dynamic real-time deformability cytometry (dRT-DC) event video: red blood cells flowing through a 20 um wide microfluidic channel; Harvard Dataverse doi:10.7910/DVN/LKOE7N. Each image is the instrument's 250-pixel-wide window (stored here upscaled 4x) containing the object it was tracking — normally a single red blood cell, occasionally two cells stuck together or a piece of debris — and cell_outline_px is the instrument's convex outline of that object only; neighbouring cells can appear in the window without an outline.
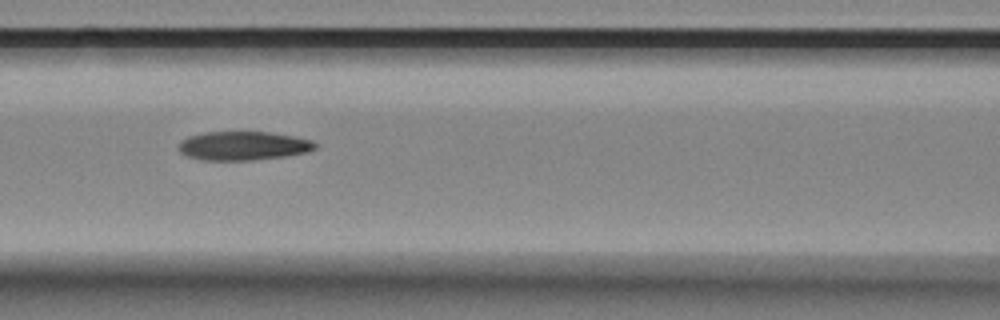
{"species": "Egyptian fruit bat (a non-hibernating species)", "species_latin": "Rousettus aegyptiacus", "temperature_condition": "room temperature", "stored_images_in_passage": 11, "camera_frame_rate_fps": 3000, "um_per_image_px": 0.085, "animal": {"sex": "female"}, "frame": {"image": 1, "passage_image": 4, "time_ms": 4.333, "image_size_px": [1000, 320], "cell_outline_px": [[316, 148], [308, 152], [284, 156], [252, 160], [204, 160], [188, 156], [180, 152], [180, 140], [188, 136], [204, 132], [268, 132], [296, 136], [312, 140], [316, 144]], "centroid_in_image_um": [20.69, 12.38], "position_along_channel_um": 145.9, "area_um2": 22.89}}
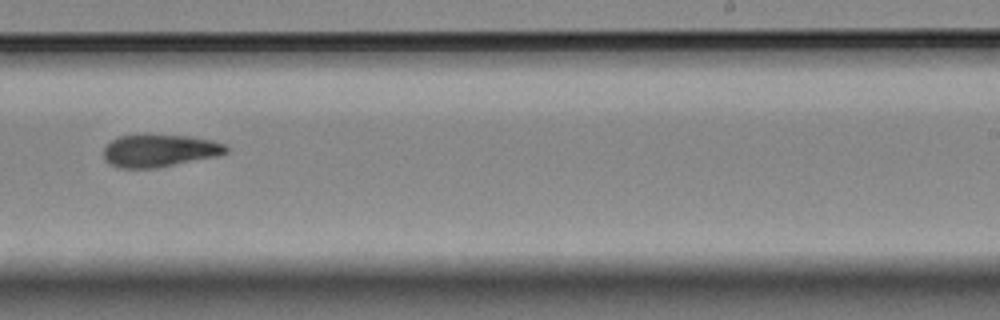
{"frame": {"image": 2, "passage_image": 7, "time_ms": 8.0, "image_size_px": [1000, 320], "cell_outline_px": [[228, 152], [216, 156], [156, 168], [116, 168], [108, 164], [104, 160], [104, 148], [112, 140], [120, 136], [148, 132], [188, 136], [212, 140], [224, 144], [228, 148]], "centroid_in_image_um": [13.51, 12.77], "position_along_channel_um": 275.5, "area_um2": 23.81}}
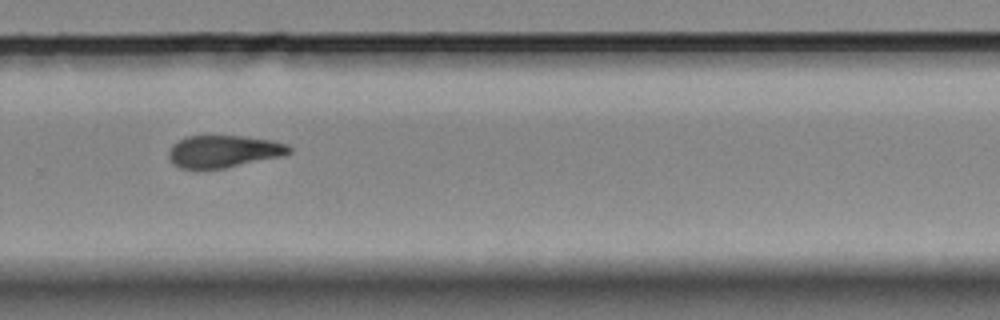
{"frame": {"image": 3, "passage_image": 8, "time_ms": 9.0, "image_size_px": [1000, 320], "cell_outline_px": [[292, 152], [284, 156], [224, 168], [196, 172], [180, 168], [172, 164], [168, 156], [168, 152], [172, 144], [188, 136], [244, 136], [272, 140], [288, 144], [292, 148]], "centroid_in_image_um": [18.99, 12.9], "position_along_channel_um": 310.8, "area_um2": 23.35}, "authors_computed_cell_mechanics": {"area_um2": 23.3512, "velocity_mm_per_s": 3.5585, "shape_relaxation_time_tau1_ms": 7.1235, "shape_relaxation_time_tau2_ms": 5.0434, "deformation_change_tau1": 0.153, "deformation_change_tau2": 0.1119}}